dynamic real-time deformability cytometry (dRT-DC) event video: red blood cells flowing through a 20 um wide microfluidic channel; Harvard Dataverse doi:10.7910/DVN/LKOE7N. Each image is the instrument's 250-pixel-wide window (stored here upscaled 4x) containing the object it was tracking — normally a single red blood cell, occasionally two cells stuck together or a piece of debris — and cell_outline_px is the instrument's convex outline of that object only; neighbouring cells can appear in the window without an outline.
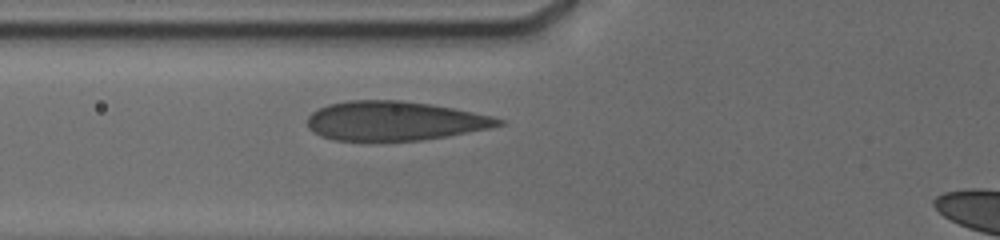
{"species": "human", "species_latin": "Homo sapiens", "temperature_condition": "cold", "stored_images_in_passage": 3, "segment_of_instrument_passage": [1, 2], "camera_frame_rate_fps": 3000, "um_per_image_px": 0.085, "donor": {"sex": "male"}, "frame": {"image": 1, "passage_image": 2, "time_ms": 1.0, "image_size_px": [1000, 240], "cell_outline_px": [[508, 120], [504, 124], [492, 128], [448, 136], [420, 140], [332, 140], [320, 136], [312, 132], [308, 128], [308, 116], [312, 112], [328, 104], [348, 100], [400, 100], [432, 104], [492, 116]], "centroid_in_image_um": [33.56, 10.27], "position_along_channel_um": 92.2, "area_um2": 43.81}}